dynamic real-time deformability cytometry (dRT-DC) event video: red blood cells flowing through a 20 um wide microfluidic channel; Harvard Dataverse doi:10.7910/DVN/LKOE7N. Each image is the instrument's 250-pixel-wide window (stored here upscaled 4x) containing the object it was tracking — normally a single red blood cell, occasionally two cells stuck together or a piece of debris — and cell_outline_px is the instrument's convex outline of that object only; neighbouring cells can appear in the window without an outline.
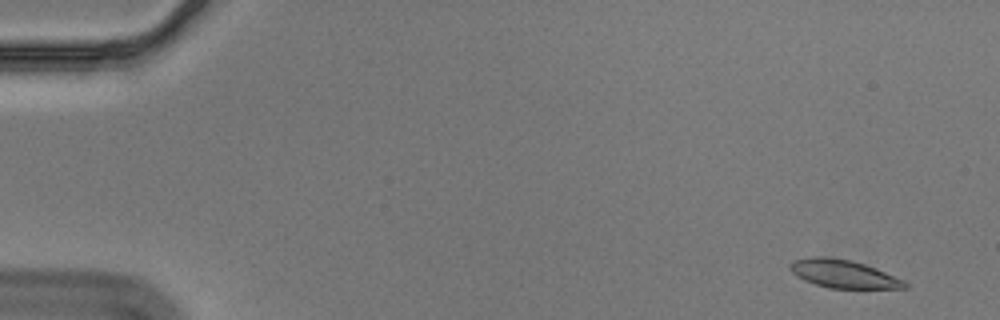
{"species": "Egyptian fruit bat (a non-hibernating species)", "species_latin": "Rousettus aegyptiacus", "temperature_condition": "cold", "stored_images_in_passage": 56, "segment_of_instrument_passage": [1, 2], "camera_frame_rate_fps": 3000, "um_per_image_px": 0.085, "animal": {"sex": "male"}, "frame": {"image": 1, "passage_image": 3, "time_ms": 0.667, "image_size_px": [1000, 320], "cell_outline_px": [[908, 288], [828, 288], [804, 280], [792, 272], [788, 264], [792, 260], [812, 256], [824, 256], [852, 260], [876, 268], [904, 280], [908, 284]], "centroid_in_image_um": [71.68, 23.27], "position_along_channel_um": 13.3, "area_um2": 18.79}}
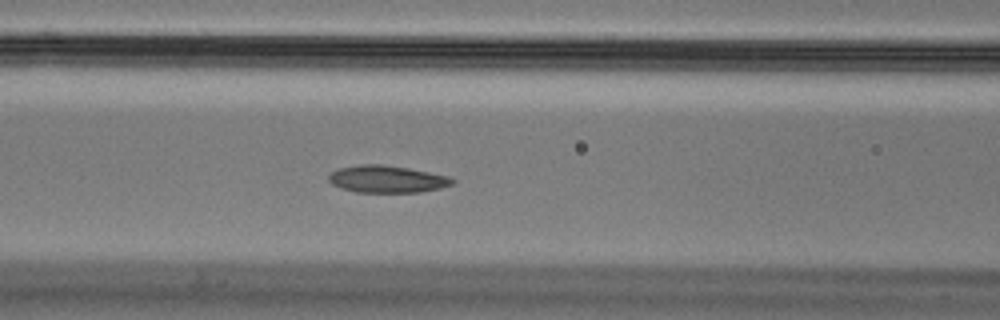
{"frame": {"image": 2, "passage_image": 24, "time_ms": 7.667, "image_size_px": [1000, 320], "cell_outline_px": [[456, 180], [452, 184], [440, 188], [420, 192], [356, 192], [340, 188], [332, 184], [328, 180], [328, 176], [332, 172], [340, 168], [360, 164], [380, 164], [408, 168], [448, 176]], "centroid_in_image_um": [32.88, 15.23], "position_along_channel_um": 133.7, "area_um2": 19.48}}
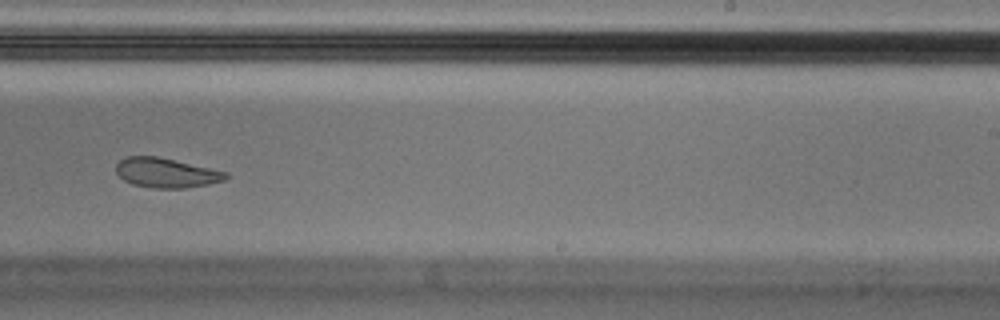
{"frame": {"image": 3, "passage_image": 36, "time_ms": 11.667, "image_size_px": [1000, 320], "cell_outline_px": [[228, 176], [224, 180], [208, 184], [184, 188], [152, 188], [132, 184], [124, 180], [116, 172], [116, 164], [120, 160], [128, 156], [156, 156], [228, 172]], "centroid_in_image_um": [14.11, 14.69], "position_along_channel_um": 274.9, "area_um2": 18.79}}